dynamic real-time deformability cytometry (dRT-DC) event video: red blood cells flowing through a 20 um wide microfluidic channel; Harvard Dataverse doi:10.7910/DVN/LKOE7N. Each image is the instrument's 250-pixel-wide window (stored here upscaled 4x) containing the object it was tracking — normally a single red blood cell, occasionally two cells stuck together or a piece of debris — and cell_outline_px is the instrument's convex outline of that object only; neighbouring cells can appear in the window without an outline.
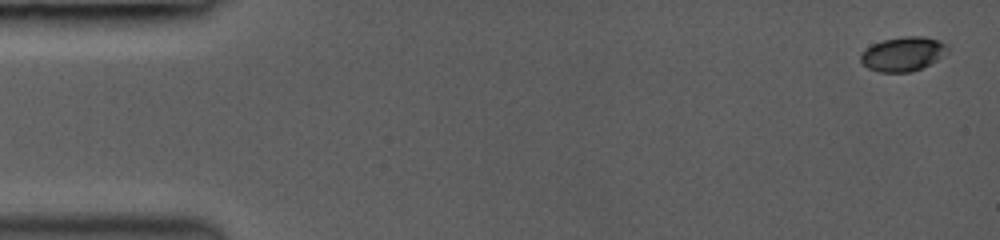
{"species": "common noctule bat (a hibernating species)", "species_latin": "Nyctalus noctula", "temperature_condition": "room temperature", "stored_images_in_passage": 8, "camera_frame_rate_fps": 3000, "um_per_image_px": 0.085, "animal": {"sex": "female", "body_mass_g": 19.0, "forearm_length_mm": 53.3}, "frame": {"image": 1, "passage_image": 1, "time_ms": 0.0, "image_size_px": [1000, 240], "cell_outline_px": [[948, 52], [936, 60], [912, 72], [880, 72], [868, 68], [860, 60], [860, 56], [872, 44], [884, 40], [900, 36], [924, 36], [940, 40], [948, 44]], "centroid_in_image_um": [76.79, 4.57], "position_along_channel_um": 8.2, "area_um2": 17.28}}
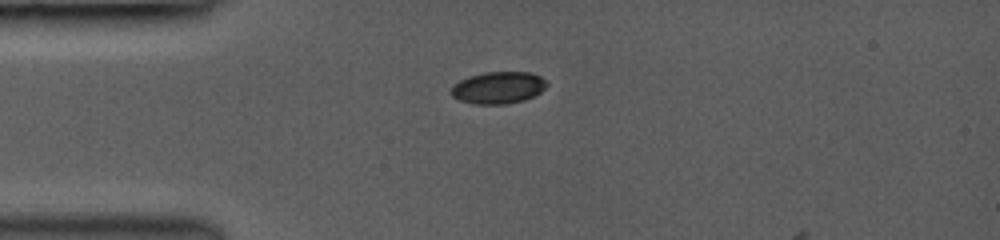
{"frame": {"image": 2, "passage_image": 6, "time_ms": 3.667, "image_size_px": [1000, 240], "cell_outline_px": [[548, 84], [540, 92], [524, 100], [504, 104], [472, 104], [460, 100], [452, 96], [452, 88], [460, 80], [468, 76], [484, 72], [532, 72], [548, 80]], "centroid_in_image_um": [42.38, 7.44], "position_along_channel_um": 42.6, "area_um2": 17.8}}